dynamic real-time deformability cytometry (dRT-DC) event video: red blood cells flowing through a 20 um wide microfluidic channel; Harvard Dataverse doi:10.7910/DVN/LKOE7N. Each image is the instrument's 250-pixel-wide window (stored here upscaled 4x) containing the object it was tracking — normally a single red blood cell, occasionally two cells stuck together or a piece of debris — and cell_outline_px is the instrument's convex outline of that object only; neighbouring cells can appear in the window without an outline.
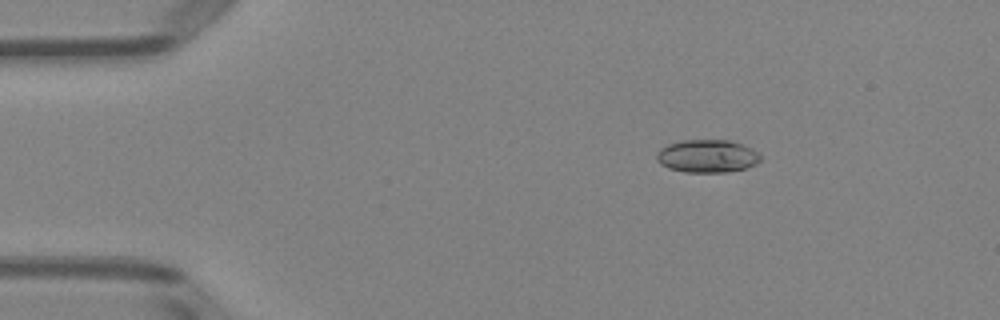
{"species": "Egyptian fruit bat (a non-hibernating species)", "species_latin": "Rousettus aegyptiacus", "temperature_condition": "room temperature", "stored_images_in_passage": 3, "camera_frame_rate_fps": 3000, "um_per_image_px": 0.085, "animal": {"sex": "female"}, "frame": {"image": 1, "passage_image": 1, "time_ms": 0.0, "image_size_px": [1000, 320], "cell_outline_px": [[760, 160], [756, 164], [744, 168], [728, 172], [684, 172], [668, 168], [660, 164], [656, 160], [656, 152], [660, 148], [668, 144], [684, 140], [732, 140], [752, 148], [760, 156]], "centroid_in_image_um": [60.08, 13.27], "position_along_channel_um": 24.9, "area_um2": 20.0}}
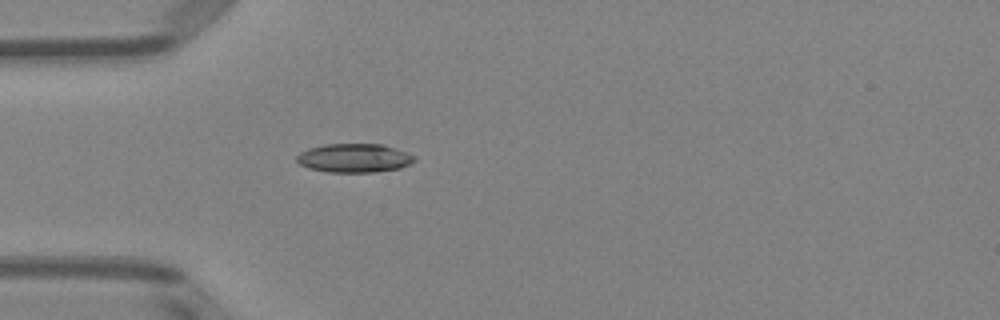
{"frame": {"image": 2, "passage_image": 3, "time_ms": 2.333, "image_size_px": [1000, 320], "cell_outline_px": [[416, 160], [400, 168], [372, 172], [328, 172], [308, 168], [300, 164], [296, 160], [296, 156], [300, 152], [308, 148], [324, 144], [384, 144], [396, 148], [416, 156]], "centroid_in_image_um": [30.1, 13.42], "position_along_channel_um": 54.9, "area_um2": 19.83}}